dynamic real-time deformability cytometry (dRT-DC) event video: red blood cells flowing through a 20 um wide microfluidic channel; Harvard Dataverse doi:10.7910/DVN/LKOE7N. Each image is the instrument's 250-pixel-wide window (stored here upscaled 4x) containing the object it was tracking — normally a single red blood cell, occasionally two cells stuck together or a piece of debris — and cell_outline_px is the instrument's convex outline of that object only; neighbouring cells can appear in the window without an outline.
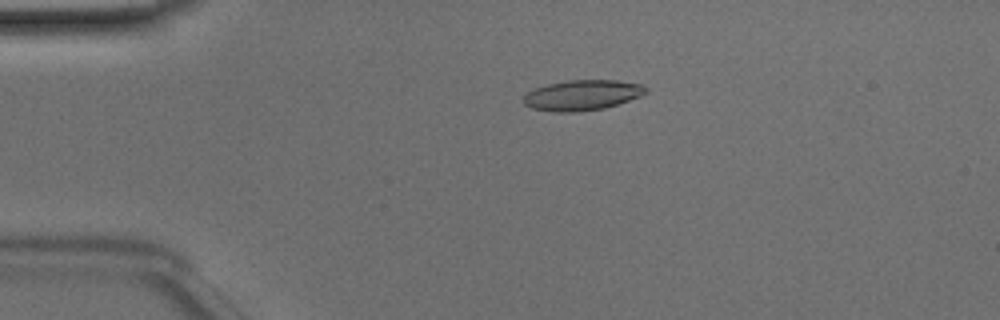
{"species": "Egyptian fruit bat (a non-hibernating species)", "species_latin": "Rousettus aegyptiacus", "temperature_condition": "room temperature", "stored_images_in_passage": 49, "camera_frame_rate_fps": 3000, "um_per_image_px": 0.085, "animal": {"sex": "male"}, "frame": {"image": 1, "passage_image": 11, "time_ms": 3.333, "image_size_px": [1000, 320], "cell_outline_px": [[648, 92], [640, 96], [604, 108], [580, 112], [552, 112], [532, 108], [524, 104], [520, 100], [528, 92], [536, 88], [548, 84], [568, 80], [616, 80], [644, 84], [648, 88]], "centroid_in_image_um": [49.49, 8.09], "position_along_channel_um": 35.5, "area_um2": 21.79}}
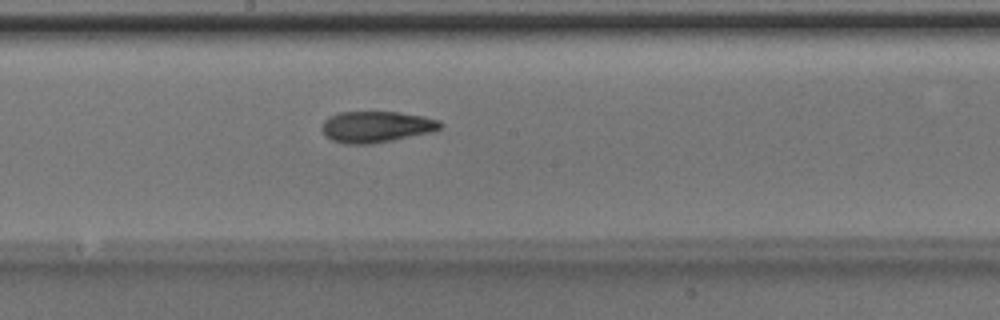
{"frame": {"image": 2, "passage_image": 27, "time_ms": 8.667, "image_size_px": [1000, 320], "cell_outline_px": [[444, 124], [440, 128], [432, 132], [372, 144], [344, 144], [332, 140], [324, 136], [320, 128], [324, 120], [328, 116], [340, 112], [400, 112], [424, 116], [440, 120]], "centroid_in_image_um": [31.96, 10.77], "position_along_channel_um": 216.2, "area_um2": 21.85}}
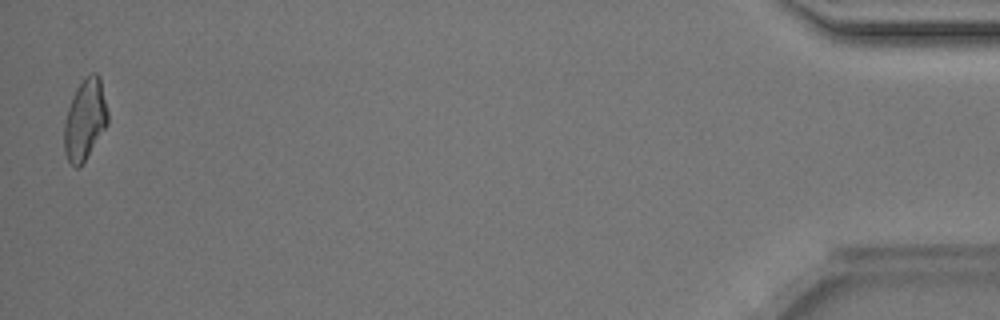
{"frame": {"image": 3, "passage_image": 49, "time_ms": 16.0, "image_size_px": [1000, 320], "cell_outline_px": [[108, 124], [80, 168], [76, 168], [68, 160], [64, 152], [64, 124], [68, 108], [76, 88], [92, 72], [96, 72], [100, 76], [108, 112]], "centroid_in_image_um": [7.23, 10.19], "position_along_channel_um": 428.0, "area_um2": 20.46}, "authors_computed_cell_mechanics": {"area_um2": 21.2126, "velocity_mm_per_s": 4.1261, "shape_relaxation_time_tau1_ms": 7.1552, "shape_relaxation_time_tau2_ms": 3.224, "deformation_change_tau1": 0.196, "deformation_change_tau2": 0.1145}}